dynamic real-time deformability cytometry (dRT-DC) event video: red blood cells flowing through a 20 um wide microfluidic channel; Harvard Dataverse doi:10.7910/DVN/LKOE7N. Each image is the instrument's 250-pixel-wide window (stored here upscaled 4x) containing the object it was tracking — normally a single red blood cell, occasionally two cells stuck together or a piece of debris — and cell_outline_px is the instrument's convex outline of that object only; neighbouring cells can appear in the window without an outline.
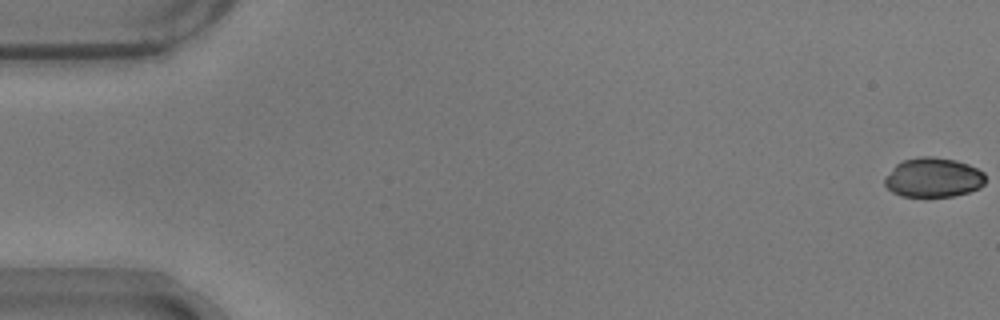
{"species": "common noctule bat (a hibernating species)", "species_latin": "Nyctalus noctula", "temperature_condition": "warm", "stored_images_in_passage": 50, "camera_frame_rate_fps": 3000, "um_per_image_px": 0.085, "animal": {"sex": "male", "body_mass_g": 17.9}, "frame": {"image": 1, "passage_image": 1, "time_ms": 0.0, "image_size_px": [1000, 320], "cell_outline_px": [[984, 184], [980, 188], [968, 192], [952, 196], [904, 196], [892, 192], [884, 184], [884, 180], [896, 164], [904, 160], [920, 156], [932, 156], [956, 160], [968, 164], [984, 172]], "centroid_in_image_um": [79.34, 15.08], "position_along_channel_um": 5.7, "area_um2": 23.0}}
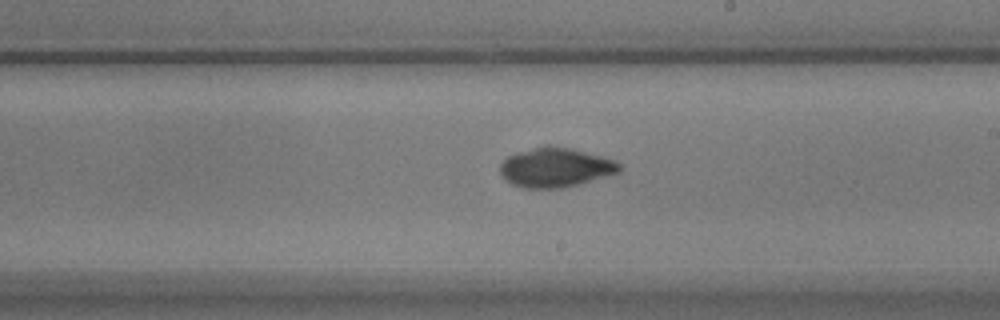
{"frame": {"image": 2, "passage_image": 32, "time_ms": 10.333, "image_size_px": [1000, 320], "cell_outline_px": [[624, 168], [620, 172], [576, 184], [560, 188], [524, 188], [512, 184], [500, 172], [500, 164], [508, 156], [516, 152], [544, 144], [548, 144], [572, 148], [616, 160]], "centroid_in_image_um": [47.23, 14.2], "position_along_channel_um": 241.8, "area_um2": 27.46}}
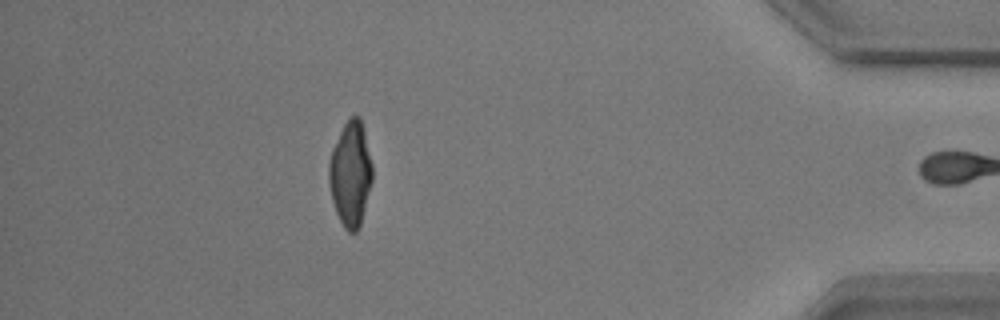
{"frame": {"image": 3, "passage_image": 49, "time_ms": 16.0, "image_size_px": [1000, 320], "cell_outline_px": [[372, 180], [360, 224], [356, 232], [348, 232], [344, 228], [336, 212], [332, 200], [328, 184], [328, 164], [332, 148], [348, 116], [360, 116], [364, 128], [372, 164]], "centroid_in_image_um": [29.78, 14.74], "position_along_channel_um": 405.4, "area_um2": 26.59}, "authors_computed_cell_mechanics": {"area_um2": 26.4146, "velocity_mm_per_s": 3.7302, "shape_relaxation_time_tau1_ms": 4.704, "shape_relaxation_time_tau2_ms": 2.649, "deformation_change_tau1": 0.1556, "deformation_change_tau2": 0.0605}}